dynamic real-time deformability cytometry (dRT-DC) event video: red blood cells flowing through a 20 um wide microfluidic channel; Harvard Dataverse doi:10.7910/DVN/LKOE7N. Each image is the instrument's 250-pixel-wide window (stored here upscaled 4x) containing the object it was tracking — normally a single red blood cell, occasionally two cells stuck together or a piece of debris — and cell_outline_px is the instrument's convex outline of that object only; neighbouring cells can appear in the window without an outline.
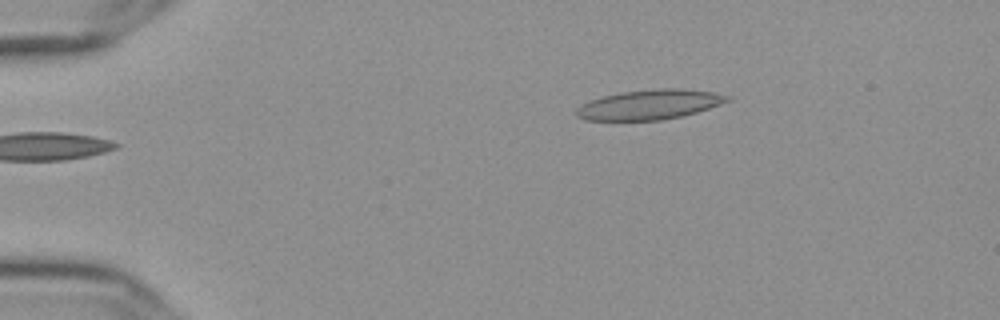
{"species": "Egyptian fruit bat (a non-hibernating species)", "species_latin": "Rousettus aegyptiacus", "temperature_condition": "cold", "stored_images_in_passage": 9, "camera_frame_rate_fps": 3000, "um_per_image_px": 0.085, "frame": {"image": 1, "passage_image": 1, "time_ms": 0.0, "image_size_px": [1000, 320], "cell_outline_px": [[732, 100], [696, 112], [680, 116], [660, 120], [584, 120], [576, 116], [576, 108], [580, 104], [588, 100], [620, 92], [660, 88], [680, 88], [712, 92], [732, 96]], "centroid_in_image_um": [55.19, 8.88], "position_along_channel_um": 29.8, "area_um2": 26.24}}